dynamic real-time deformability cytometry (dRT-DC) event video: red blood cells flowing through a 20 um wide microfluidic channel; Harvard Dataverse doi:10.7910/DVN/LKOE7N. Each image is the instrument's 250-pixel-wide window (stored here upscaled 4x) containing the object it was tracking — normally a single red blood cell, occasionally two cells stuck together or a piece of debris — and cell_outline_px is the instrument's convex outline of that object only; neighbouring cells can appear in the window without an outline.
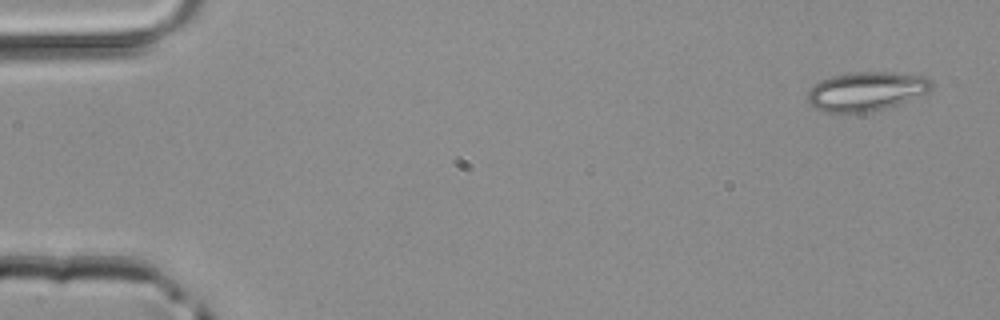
{"species": "common noctule bat (a hibernating species)", "species_latin": "Nyctalus noctula", "temperature_condition": "room temperature", "stored_images_in_passage": 4, "camera_frame_rate_fps": 3000, "um_per_image_px": 0.085, "animal": {"sex": "male", "body_mass_g": 20.4}, "frame": {"image": 1, "passage_image": 1, "time_ms": 0.0, "image_size_px": [1000, 320], "cell_outline_px": [[932, 88], [928, 92], [908, 100], [884, 108], [868, 112], [824, 112], [816, 108], [808, 100], [808, 92], [820, 80], [832, 76], [856, 72], [892, 72], [928, 76], [932, 84]], "centroid_in_image_um": [73.66, 7.74], "position_along_channel_um": 11.3, "area_um2": 27.86}}
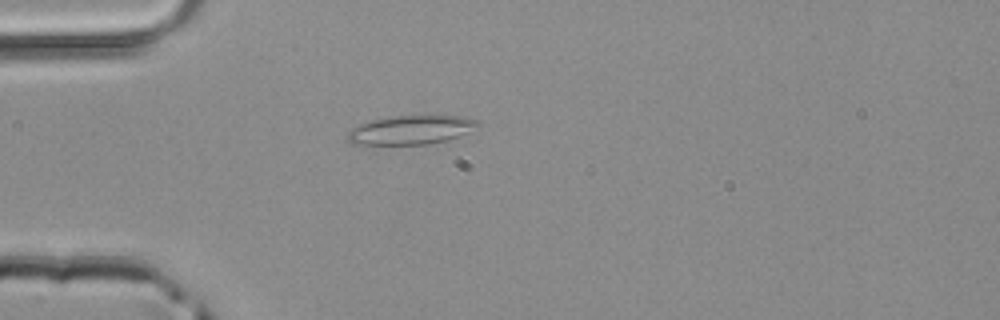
{"frame": {"image": 2, "passage_image": 4, "time_ms": 1.0, "image_size_px": [1000, 320], "cell_outline_px": [[480, 128], [460, 136], [448, 140], [428, 144], [352, 144], [348, 140], [348, 132], [352, 128], [360, 124], [372, 120], [392, 116], [420, 112], [428, 112], [460, 116], [476, 120], [480, 124]], "centroid_in_image_um": [35.04, 10.98], "position_along_channel_um": 50.0, "area_um2": 23.0}}